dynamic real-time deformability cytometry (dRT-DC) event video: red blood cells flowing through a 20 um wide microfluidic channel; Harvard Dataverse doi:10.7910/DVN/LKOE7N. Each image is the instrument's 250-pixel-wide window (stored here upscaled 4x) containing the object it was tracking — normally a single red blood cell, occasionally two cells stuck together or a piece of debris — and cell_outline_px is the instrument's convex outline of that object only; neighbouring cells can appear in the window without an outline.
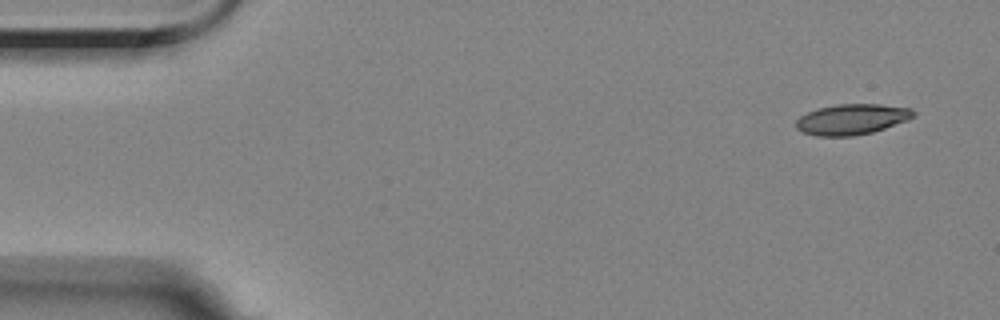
{"species": "Egyptian fruit bat (a non-hibernating species)", "species_latin": "Rousettus aegyptiacus", "temperature_condition": "room temperature", "stored_images_in_passage": 55, "camera_frame_rate_fps": 3000, "um_per_image_px": 0.085, "animal": {"sex": "female"}, "frame": {"image": 1, "passage_image": 1, "time_ms": 0.0, "image_size_px": [1000, 320], "cell_outline_px": [[916, 112], [908, 120], [872, 132], [852, 136], [816, 136], [804, 132], [796, 128], [796, 120], [800, 116], [808, 112], [820, 108], [836, 104], [880, 104], [912, 108]], "centroid_in_image_um": [72.41, 10.13], "position_along_channel_um": 12.6, "area_um2": 20.81}}
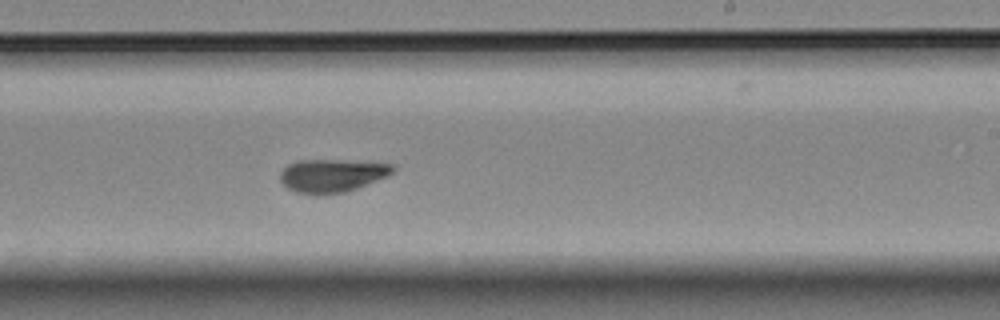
{"frame": {"image": 2, "passage_image": 32, "time_ms": 10.333, "image_size_px": [1000, 320], "cell_outline_px": [[396, 168], [388, 176], [356, 188], [344, 192], [296, 192], [288, 188], [280, 180], [280, 172], [288, 164], [296, 160], [336, 160], [392, 164]], "centroid_in_image_um": [28.21, 14.88], "position_along_channel_um": 260.8, "area_um2": 21.04}}
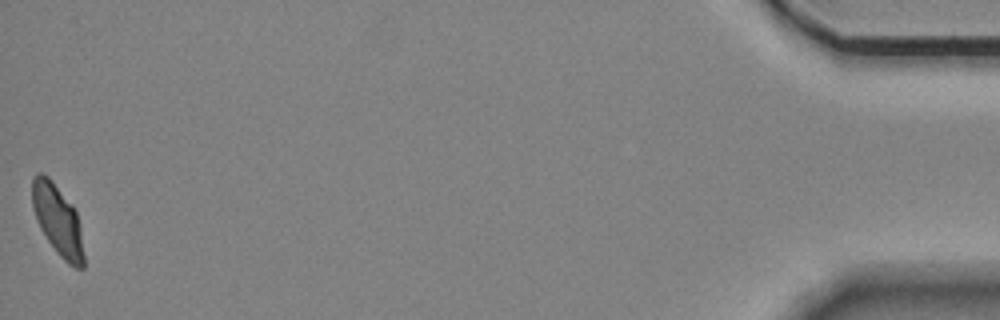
{"frame": {"image": 3, "passage_image": 55, "time_ms": 18.0, "image_size_px": [1000, 320], "cell_outline_px": [[84, 268], [76, 268], [68, 264], [60, 256], [48, 240], [40, 228], [32, 208], [32, 176], [36, 172], [44, 172], [48, 176], [72, 204], [76, 212], [80, 224], [84, 256]], "centroid_in_image_um": [4.9, 18.68], "position_along_channel_um": 430.3, "area_um2": 21.33}, "authors_computed_cell_mechanics": {"area_um2": 21.5016, "velocity_mm_per_s": 3.4521, "shape_relaxation_time_tau1_ms": null, "shape_relaxation_time_tau2_ms": 2.2476, "deformation_change_tau1": null, "deformation_change_tau2": 0.078}}